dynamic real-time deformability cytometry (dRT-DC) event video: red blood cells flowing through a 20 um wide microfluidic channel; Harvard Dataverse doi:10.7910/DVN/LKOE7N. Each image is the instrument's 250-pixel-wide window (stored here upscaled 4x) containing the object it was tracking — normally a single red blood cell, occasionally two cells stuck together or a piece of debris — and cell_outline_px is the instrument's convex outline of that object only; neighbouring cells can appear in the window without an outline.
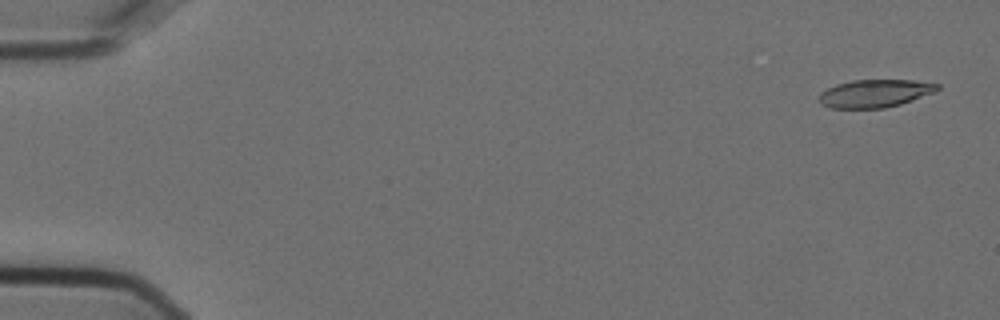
{"species": "Egyptian fruit bat (a non-hibernating species)", "species_latin": "Rousettus aegyptiacus", "temperature_condition": "cold", "stored_images_in_passage": 5, "camera_frame_rate_fps": 3000, "um_per_image_px": 0.085, "animal": {"sex": "female"}, "frame": {"image": 1, "passage_image": 1, "time_ms": 0.0, "image_size_px": [1000, 320], "cell_outline_px": [[940, 88], [936, 92], [900, 104], [884, 108], [828, 108], [820, 104], [820, 92], [836, 84], [852, 80], [912, 80], [940, 84]], "centroid_in_image_um": [74.37, 7.94], "position_along_channel_um": 10.6, "area_um2": 19.25}}